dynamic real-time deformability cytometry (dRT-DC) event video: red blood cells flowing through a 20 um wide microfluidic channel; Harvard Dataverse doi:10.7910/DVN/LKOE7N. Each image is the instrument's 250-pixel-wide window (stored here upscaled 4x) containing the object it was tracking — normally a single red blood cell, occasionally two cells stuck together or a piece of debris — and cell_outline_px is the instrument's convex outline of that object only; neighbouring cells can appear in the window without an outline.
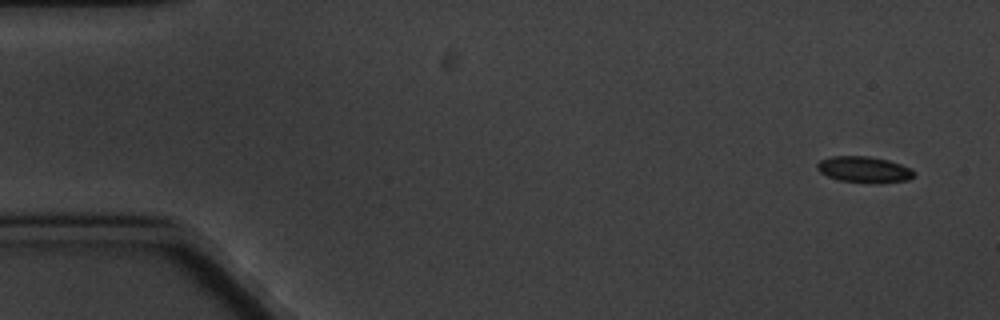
{"species": "common noctule bat (a hibernating species)", "species_latin": "Nyctalus noctula", "temperature_condition": "cold", "stored_images_in_passage": 6, "camera_frame_rate_fps": 3000, "um_per_image_px": 0.085, "animal": {"sex": "male", "body_mass_g": 20.1, "forearm_length_mm": 53.5}, "frame": {"image": 1, "passage_image": 2, "time_ms": 1.0, "image_size_px": [1000, 320], "cell_outline_px": [[916, 172], [908, 180], [840, 180], [828, 176], [820, 172], [816, 168], [816, 164], [820, 160], [832, 156], [868, 156], [888, 160], [912, 168]], "centroid_in_image_um": [73.4, 14.34], "position_along_channel_um": 11.6, "area_um2": 13.87}}
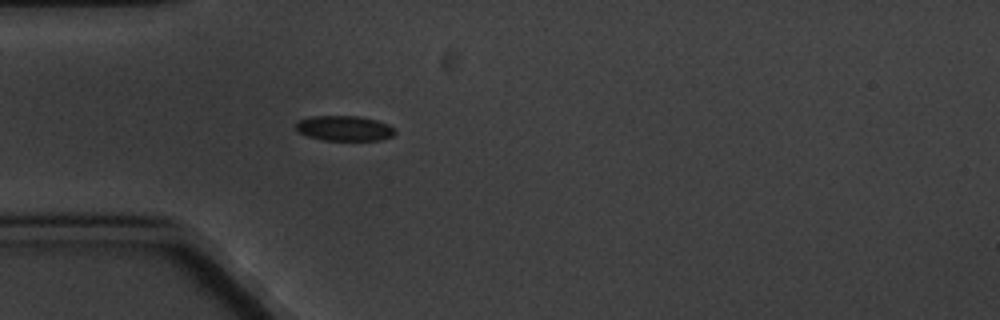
{"frame": {"image": 2, "passage_image": 6, "time_ms": 5.667, "image_size_px": [1000, 320], "cell_outline_px": [[396, 132], [392, 136], [380, 140], [324, 140], [308, 136], [300, 132], [296, 128], [296, 124], [300, 120], [308, 116], [360, 116], [376, 120], [388, 124], [396, 128]], "centroid_in_image_um": [29.31, 10.9], "position_along_channel_um": 55.7, "area_um2": 14.51}}